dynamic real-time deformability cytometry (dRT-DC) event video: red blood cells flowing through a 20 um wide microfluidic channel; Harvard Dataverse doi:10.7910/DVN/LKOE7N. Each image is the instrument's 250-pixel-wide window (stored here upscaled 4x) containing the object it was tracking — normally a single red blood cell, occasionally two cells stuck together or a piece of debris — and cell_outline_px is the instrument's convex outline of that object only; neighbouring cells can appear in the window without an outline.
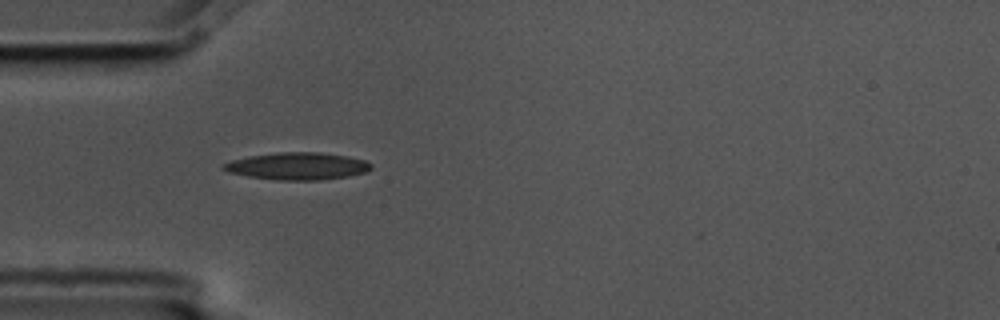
{"species": "common noctule bat (a hibernating species)", "species_latin": "Nyctalus noctula", "temperature_condition": "cold", "stored_images_in_passage": 3, "camera_frame_rate_fps": 3000, "um_per_image_px": 0.085, "animal": {"sex": "male", "body_mass_g": 17.5, "forearm_length_mm": 52.3}, "frame": {"image": 1, "passage_image": 2, "time_ms": 0.333, "image_size_px": [1000, 320], "cell_outline_px": [[372, 168], [368, 172], [348, 176], [320, 180], [276, 180], [248, 176], [228, 172], [220, 168], [220, 164], [232, 160], [248, 156], [280, 152], [320, 152], [348, 156], [364, 160], [372, 164]], "centroid_in_image_um": [25.27, 14.12], "position_along_channel_um": 59.7, "area_um2": 23.64}}